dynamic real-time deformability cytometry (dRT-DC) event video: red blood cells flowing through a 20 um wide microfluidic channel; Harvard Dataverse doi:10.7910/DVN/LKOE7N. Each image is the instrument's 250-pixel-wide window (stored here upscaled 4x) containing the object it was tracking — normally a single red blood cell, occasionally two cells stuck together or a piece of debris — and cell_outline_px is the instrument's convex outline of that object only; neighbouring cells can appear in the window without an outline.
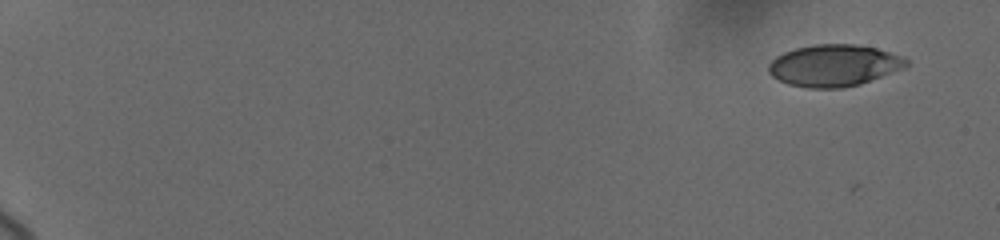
{"species": "human", "species_latin": "Homo sapiens", "temperature_condition": "cold", "stored_images_in_passage": 11, "camera_frame_rate_fps": 3000, "um_per_image_px": 0.085, "donor": {"sex": "female"}, "frame": {"image": 1, "passage_image": 1, "time_ms": 0.0, "image_size_px": [1000, 240], "cell_outline_px": [[908, 64], [904, 68], [860, 84], [844, 88], [808, 88], [788, 84], [772, 76], [768, 72], [768, 64], [776, 56], [784, 52], [796, 48], [816, 44], [856, 44], [876, 48], [900, 56], [908, 60]], "centroid_in_image_um": [70.87, 5.57], "position_along_channel_um": 14.1, "area_um2": 33.41}}
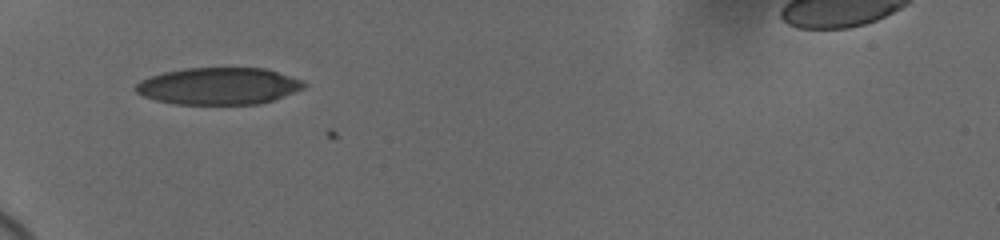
{"frame": {"image": 2, "passage_image": 10, "time_ms": 6.333, "image_size_px": [1000, 240], "cell_outline_px": [[308, 84], [304, 88], [272, 100], [256, 104], [176, 104], [156, 100], [144, 96], [136, 92], [136, 84], [140, 80], [164, 72], [184, 68], [264, 68], [304, 80]], "centroid_in_image_um": [18.6, 7.31], "position_along_channel_um": 66.4, "area_um2": 36.07}}